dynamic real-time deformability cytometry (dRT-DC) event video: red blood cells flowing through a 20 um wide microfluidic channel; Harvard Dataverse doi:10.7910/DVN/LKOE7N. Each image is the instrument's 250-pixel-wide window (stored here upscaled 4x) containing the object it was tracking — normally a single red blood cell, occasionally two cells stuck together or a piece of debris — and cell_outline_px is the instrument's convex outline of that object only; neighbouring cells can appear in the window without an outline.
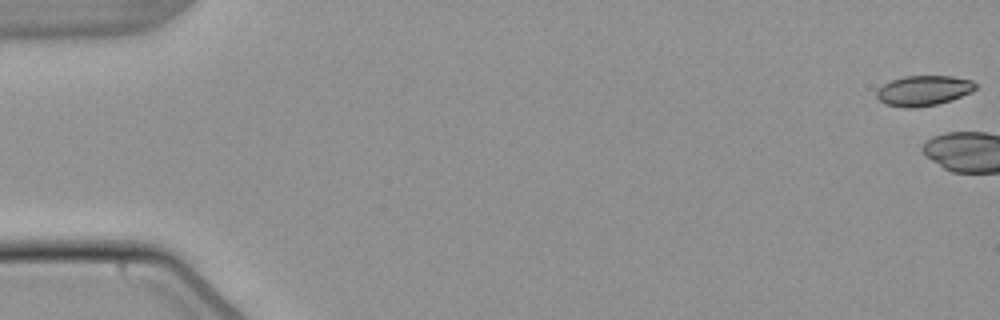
{"species": "common noctule bat (a hibernating species)", "species_latin": "Nyctalus noctula", "temperature_condition": "warm", "stored_images_in_passage": 4, "camera_frame_rate_fps": 3000, "um_per_image_px": 0.085, "animal": {"sex": "male", "body_mass_g": 21.5, "forearm_length_mm": 52.0}, "frame": {"image": 1, "passage_image": 1, "time_ms": 0.0, "image_size_px": [1000, 320], "cell_outline_px": [[976, 88], [972, 92], [952, 100], [936, 104], [916, 108], [904, 108], [884, 104], [876, 96], [876, 92], [884, 84], [892, 80], [904, 76], [952, 76], [972, 80], [976, 84]], "centroid_in_image_um": [78.51, 7.71], "position_along_channel_um": 6.5, "area_um2": 17.46}}